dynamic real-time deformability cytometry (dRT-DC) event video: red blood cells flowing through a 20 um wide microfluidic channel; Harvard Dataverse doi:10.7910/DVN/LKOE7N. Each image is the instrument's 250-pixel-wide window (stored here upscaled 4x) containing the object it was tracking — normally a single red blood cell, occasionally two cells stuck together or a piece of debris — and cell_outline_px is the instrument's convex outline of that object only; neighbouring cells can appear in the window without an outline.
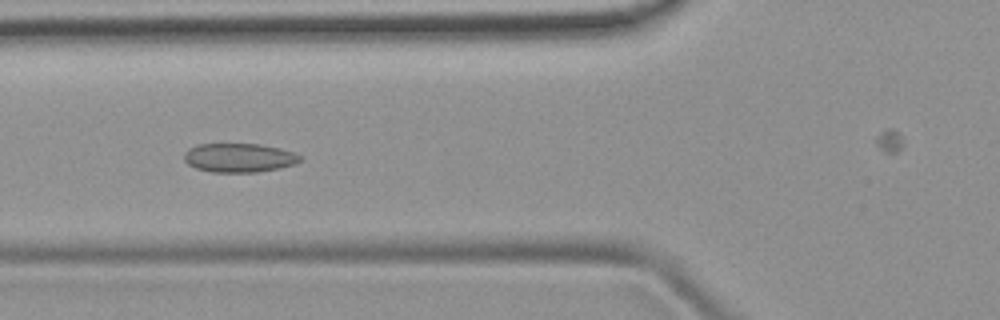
{"species": "common noctule bat (a hibernating species)", "species_latin": "Nyctalus noctula", "temperature_condition": "room temperature", "stored_images_in_passage": 5, "camera_frame_rate_fps": 3000, "um_per_image_px": 0.085, "animal": {"sex": "female", "body_mass_g": 19.9}, "frame": {"image": 1, "passage_image": 3, "time_ms": 2.333, "image_size_px": [1000, 320], "cell_outline_px": [[304, 156], [296, 164], [280, 168], [256, 172], [212, 172], [196, 168], [188, 164], [184, 160], [184, 152], [188, 148], [200, 144], [260, 144], [280, 148]], "centroid_in_image_um": [20.33, 13.41], "position_along_channel_um": 105.5, "area_um2": 19.65}}
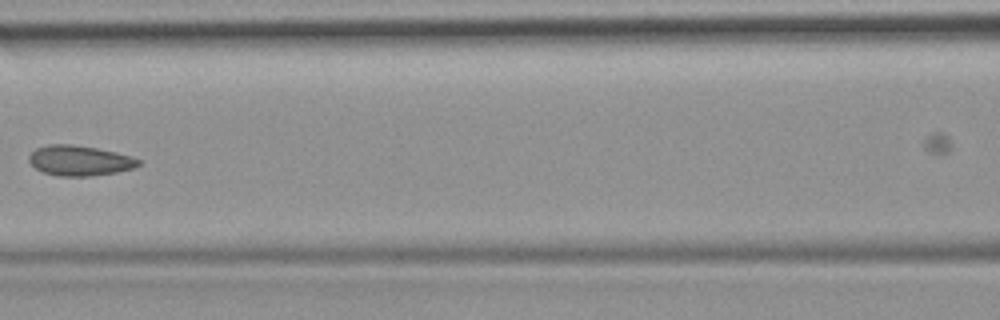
{"frame": {"image": 2, "passage_image": 4, "time_ms": 3.667, "image_size_px": [1000, 320], "cell_outline_px": [[140, 164], [132, 168], [116, 172], [92, 176], [60, 176], [44, 172], [36, 168], [28, 160], [28, 156], [36, 148], [48, 144], [72, 144], [96, 148], [116, 152], [132, 156], [140, 160]], "centroid_in_image_um": [6.76, 13.64], "position_along_channel_um": 159.8, "area_um2": 19.19}}
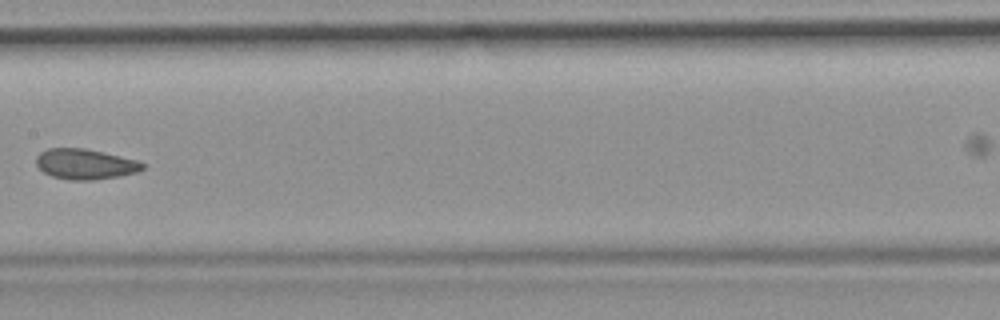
{"frame": {"image": 3, "passage_image": 5, "time_ms": 4.667, "image_size_px": [1000, 320], "cell_outline_px": [[144, 168], [136, 172], [120, 176], [92, 180], [68, 180], [52, 176], [44, 172], [36, 164], [36, 156], [40, 152], [48, 148], [84, 148], [120, 156], [136, 160], [144, 164]], "centroid_in_image_um": [7.21, 13.95], "position_along_channel_um": 200.2, "area_um2": 18.73}}